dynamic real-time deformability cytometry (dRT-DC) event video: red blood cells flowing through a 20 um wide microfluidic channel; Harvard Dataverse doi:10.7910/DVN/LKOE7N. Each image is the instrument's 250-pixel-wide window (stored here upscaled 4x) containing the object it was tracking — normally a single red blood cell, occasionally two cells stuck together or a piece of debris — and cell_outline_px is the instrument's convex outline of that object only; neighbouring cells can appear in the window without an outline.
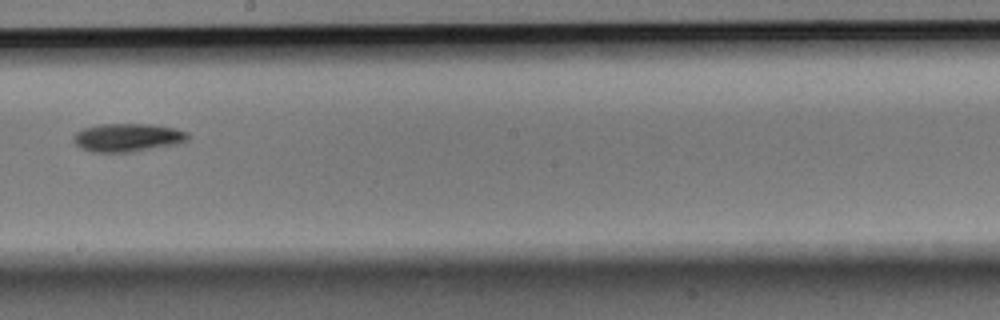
{"species": "Egyptian fruit bat (a non-hibernating species)", "species_latin": "Rousettus aegyptiacus", "temperature_condition": "room temperature", "stored_images_in_passage": 9, "camera_frame_rate_fps": 3000, "um_per_image_px": 0.085, "animal": {"sex": "male"}, "frame": {"image": 1, "passage_image": 9, "time_ms": 2.667, "image_size_px": [1000, 320], "cell_outline_px": [[192, 136], [188, 140], [176, 144], [132, 152], [92, 152], [80, 148], [72, 140], [72, 136], [76, 132], [84, 128], [100, 124], [152, 124], [176, 128], [188, 132]], "centroid_in_image_um": [10.86, 11.69], "position_along_channel_um": 237.3, "area_um2": 19.07}}